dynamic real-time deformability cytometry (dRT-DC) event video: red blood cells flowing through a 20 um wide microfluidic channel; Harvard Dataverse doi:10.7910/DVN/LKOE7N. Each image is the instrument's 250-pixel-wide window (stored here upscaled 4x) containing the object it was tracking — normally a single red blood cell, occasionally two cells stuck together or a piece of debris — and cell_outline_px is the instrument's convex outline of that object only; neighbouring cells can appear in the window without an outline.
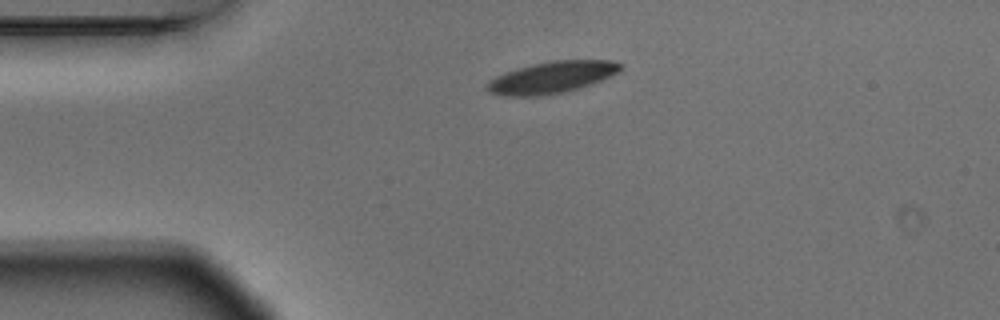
{"species": "Egyptian fruit bat (a non-hibernating species)", "species_latin": "Rousettus aegyptiacus", "temperature_condition": "warm", "stored_images_in_passage": 2, "camera_frame_rate_fps": 3000, "um_per_image_px": 0.085, "animal": {"sex": "male"}, "frame": {"image": 1, "passage_image": 1, "time_ms": 0.0, "image_size_px": [1000, 320], "cell_outline_px": [[620, 68], [616, 72], [600, 80], [564, 92], [536, 96], [504, 96], [488, 92], [484, 88], [484, 84], [488, 80], [504, 72], [532, 64], [552, 60], [612, 60], [620, 64]], "centroid_in_image_um": [46.77, 6.57], "position_along_channel_um": 38.2, "area_um2": 24.39}}